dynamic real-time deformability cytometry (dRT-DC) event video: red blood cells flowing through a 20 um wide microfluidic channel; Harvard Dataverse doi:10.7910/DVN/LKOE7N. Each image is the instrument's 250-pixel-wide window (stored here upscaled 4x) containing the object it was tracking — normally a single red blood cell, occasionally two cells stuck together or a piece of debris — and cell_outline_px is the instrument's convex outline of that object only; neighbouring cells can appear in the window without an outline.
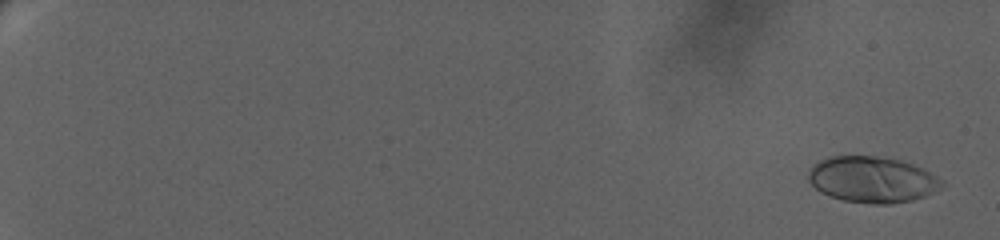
{"species": "human", "species_latin": "Homo sapiens", "temperature_condition": "warm", "stored_images_in_passage": 77, "camera_frame_rate_fps": 3000, "um_per_image_px": 0.085, "donor": {"sex": "female"}, "frame": {"image": 1, "passage_image": 6, "time_ms": 0.667, "image_size_px": [1000, 240], "cell_outline_px": [[948, 184], [944, 188], [924, 196], [912, 200], [888, 204], [876, 204], [844, 200], [820, 192], [808, 180], [808, 168], [812, 164], [820, 160], [832, 156], [876, 156], [900, 160], [924, 168], [944, 180]], "centroid_in_image_um": [74.18, 15.25], "position_along_channel_um": 10.8, "area_um2": 36.13}}
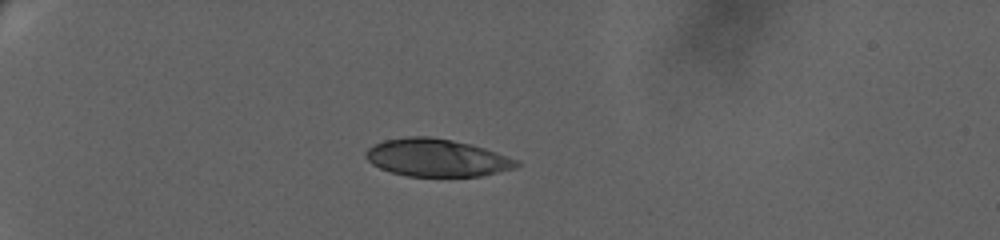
{"frame": {"image": 2, "passage_image": 61, "time_ms": 7.667, "image_size_px": [1000, 240], "cell_outline_px": [[520, 164], [512, 168], [480, 176], [408, 176], [392, 172], [380, 168], [372, 164], [368, 160], [368, 148], [372, 144], [384, 140], [404, 136], [428, 136], [452, 140], [472, 144], [520, 160]], "centroid_in_image_um": [37.12, 13.39], "position_along_channel_um": 47.9, "area_um2": 32.83}}